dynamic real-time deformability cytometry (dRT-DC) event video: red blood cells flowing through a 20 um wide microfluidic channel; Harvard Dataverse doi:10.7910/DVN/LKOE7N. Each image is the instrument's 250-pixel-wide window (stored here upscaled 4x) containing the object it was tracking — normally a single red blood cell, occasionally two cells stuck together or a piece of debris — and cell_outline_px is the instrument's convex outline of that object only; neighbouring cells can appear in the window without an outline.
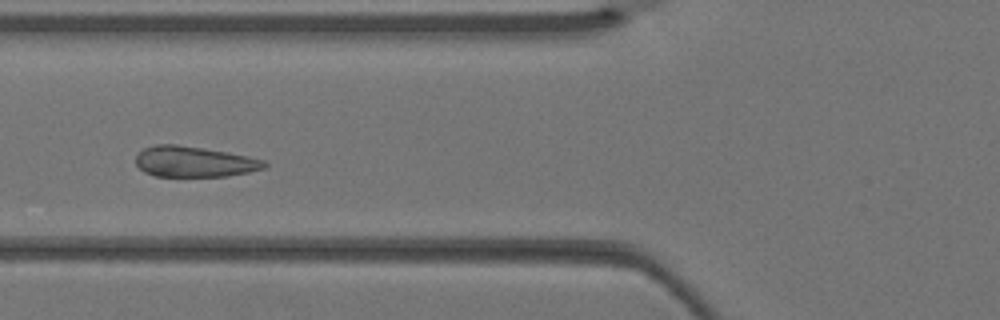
{"species": "Egyptian fruit bat (a non-hibernating species)", "species_latin": "Rousettus aegyptiacus", "temperature_condition": "warm", "stored_images_in_passage": 2, "camera_frame_rate_fps": 3000, "um_per_image_px": 0.085, "animal": {"sex": "female"}, "frame": {"image": 1, "passage_image": 2, "time_ms": 0.333, "image_size_px": [1000, 320], "cell_outline_px": [[268, 164], [264, 168], [248, 172], [228, 176], [156, 176], [144, 172], [136, 164], [136, 156], [144, 148], [156, 144], [176, 144], [204, 148], [228, 152], [248, 156], [264, 160]], "centroid_in_image_um": [16.51, 13.74], "position_along_channel_um": 109.3, "area_um2": 22.95}}